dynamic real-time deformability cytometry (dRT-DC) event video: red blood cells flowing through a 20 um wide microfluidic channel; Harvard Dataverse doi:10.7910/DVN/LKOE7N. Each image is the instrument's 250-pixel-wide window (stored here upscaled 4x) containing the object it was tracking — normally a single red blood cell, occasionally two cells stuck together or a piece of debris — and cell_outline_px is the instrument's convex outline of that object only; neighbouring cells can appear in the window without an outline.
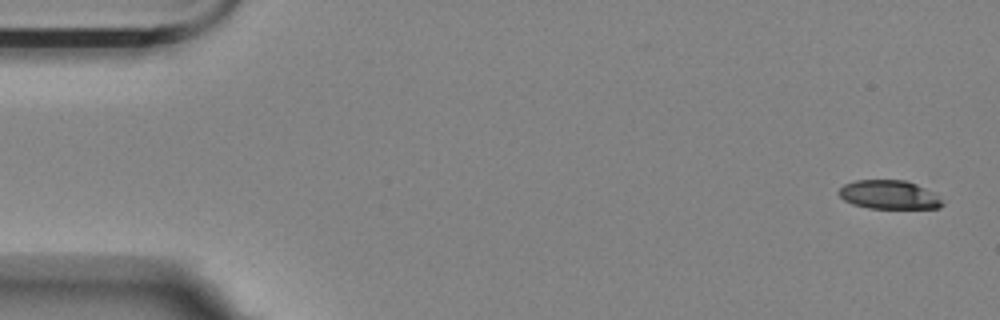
{"species": "Egyptian fruit bat (a non-hibernating species)", "species_latin": "Rousettus aegyptiacus", "temperature_condition": "room temperature", "stored_images_in_passage": 51, "camera_frame_rate_fps": 3000, "um_per_image_px": 0.085, "animal": {"sex": "female"}, "frame": {"image": 1, "passage_image": 1, "time_ms": 0.0, "image_size_px": [1000, 320], "cell_outline_px": [[944, 204], [940, 208], [868, 208], [852, 204], [844, 200], [836, 192], [844, 184], [856, 180], [908, 180], [932, 192]], "centroid_in_image_um": [75.52, 16.55], "position_along_channel_um": 9.5, "area_um2": 17.28}}
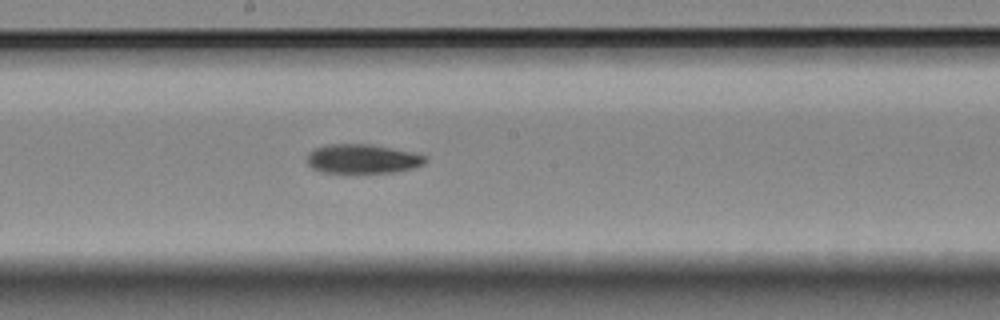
{"frame": {"image": 2, "passage_image": 29, "time_ms": 9.333, "image_size_px": [1000, 320], "cell_outline_px": [[428, 160], [424, 164], [412, 168], [392, 172], [320, 172], [312, 168], [308, 164], [308, 152], [316, 148], [328, 144], [372, 144], [412, 152], [424, 156]], "centroid_in_image_um": [30.8, 13.49], "position_along_channel_um": 217.4, "area_um2": 19.94}}
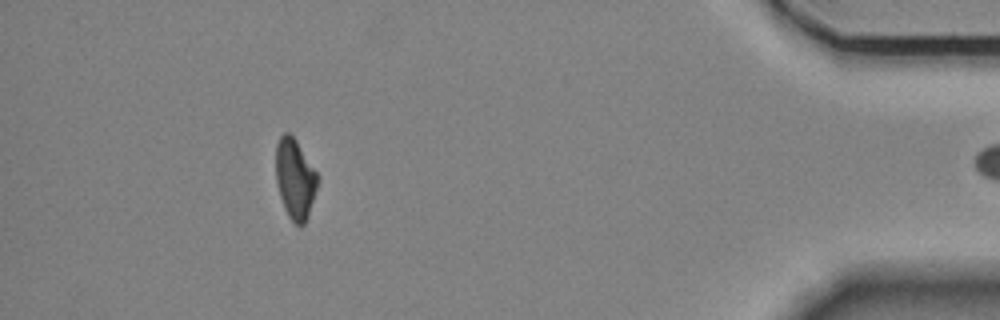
{"frame": {"image": 3, "passage_image": 50, "time_ms": 16.333, "image_size_px": [1000, 320], "cell_outline_px": [[320, 180], [308, 216], [304, 224], [300, 228], [288, 216], [284, 208], [280, 196], [276, 180], [276, 144], [280, 136], [284, 132], [288, 132], [296, 140], [320, 176]], "centroid_in_image_um": [25.1, 15.21], "position_along_channel_um": 410.1, "area_um2": 19.71}}